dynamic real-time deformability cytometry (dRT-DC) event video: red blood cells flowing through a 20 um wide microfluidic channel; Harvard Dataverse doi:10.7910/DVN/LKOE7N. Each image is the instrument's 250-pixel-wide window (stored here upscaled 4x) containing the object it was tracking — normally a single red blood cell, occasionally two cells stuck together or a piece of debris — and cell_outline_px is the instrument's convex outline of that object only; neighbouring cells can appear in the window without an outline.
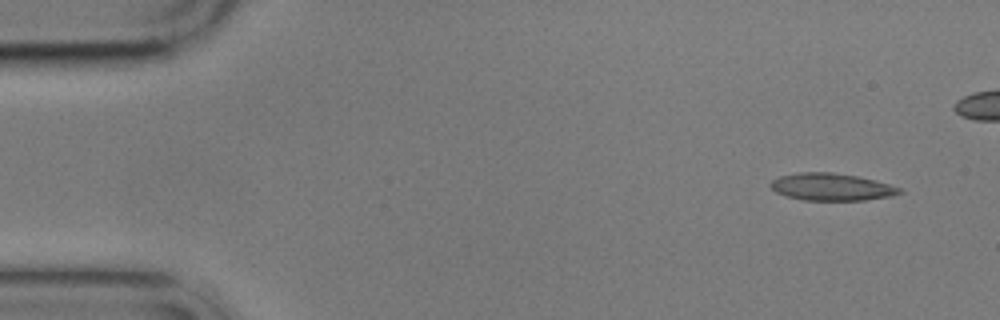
{"species": "common noctule bat (a hibernating species)", "species_latin": "Nyctalus noctula", "temperature_condition": "cold", "stored_images_in_passage": 4, "camera_frame_rate_fps": 3000, "um_per_image_px": 0.085, "animal": {"sex": "male", "body_mass_g": 17.9}, "frame": {"image": 1, "passage_image": 1, "time_ms": 0.0, "image_size_px": [1000, 320], "cell_outline_px": [[904, 192], [892, 196], [864, 200], [804, 200], [788, 196], [776, 192], [768, 184], [772, 180], [780, 176], [800, 172], [832, 172], [856, 176], [876, 180], [900, 188]], "centroid_in_image_um": [70.68, 15.88], "position_along_channel_um": 14.3, "area_um2": 20.4}}